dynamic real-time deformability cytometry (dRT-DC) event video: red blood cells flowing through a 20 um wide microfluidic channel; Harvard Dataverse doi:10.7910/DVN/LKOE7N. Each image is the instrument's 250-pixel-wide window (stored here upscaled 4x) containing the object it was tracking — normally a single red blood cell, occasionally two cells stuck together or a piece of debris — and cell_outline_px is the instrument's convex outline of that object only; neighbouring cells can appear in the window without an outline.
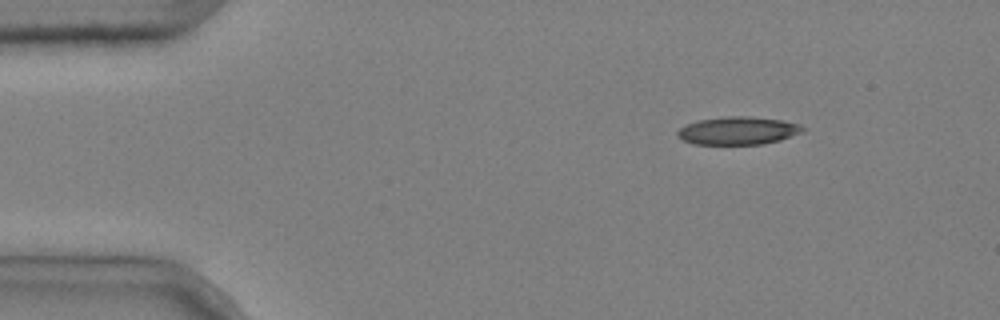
{"species": "common noctule bat (a hibernating species)", "species_latin": "Nyctalus noctula", "temperature_condition": "cold", "stored_images_in_passage": 3, "camera_frame_rate_fps": 3000, "um_per_image_px": 0.085, "animal": {"sex": "male", "body_mass_g": 20.4}, "frame": {"image": 1, "passage_image": 1, "time_ms": 0.0, "image_size_px": [1000, 320], "cell_outline_px": [[808, 128], [800, 132], [780, 140], [764, 144], [692, 144], [676, 136], [676, 132], [680, 128], [696, 120], [728, 116], [744, 116], [780, 120], [800, 124]], "centroid_in_image_um": [62.71, 11.11], "position_along_channel_um": 22.3, "area_um2": 20.29}}